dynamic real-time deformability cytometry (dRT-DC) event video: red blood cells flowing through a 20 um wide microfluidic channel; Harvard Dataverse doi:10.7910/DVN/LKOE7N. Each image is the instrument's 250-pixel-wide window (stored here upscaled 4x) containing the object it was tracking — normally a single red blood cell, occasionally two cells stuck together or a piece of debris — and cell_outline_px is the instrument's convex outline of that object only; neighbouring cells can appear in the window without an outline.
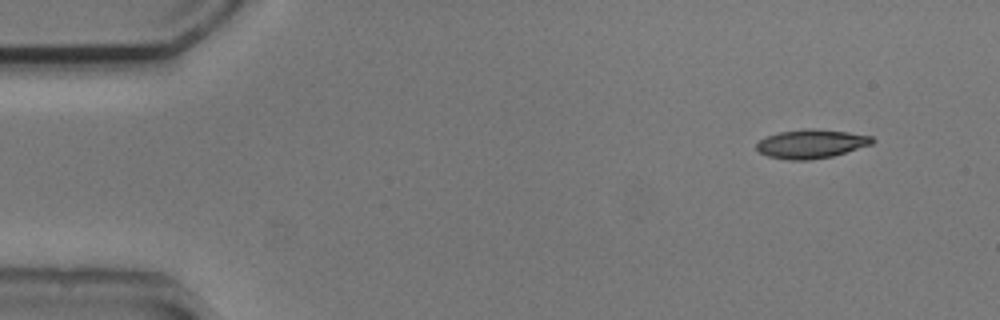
{"species": "common noctule bat (a hibernating species)", "species_latin": "Nyctalus noctula", "temperature_condition": "cold", "stored_images_in_passage": 49, "camera_frame_rate_fps": 3000, "um_per_image_px": 0.085, "animal": {"sex": "male", "body_mass_g": 20.5, "forearm_length_mm": 52.5}, "frame": {"image": 1, "passage_image": 1, "time_ms": 0.0, "image_size_px": [1000, 320], "cell_outline_px": [[876, 140], [872, 144], [832, 156], [808, 160], [788, 160], [768, 156], [760, 152], [756, 148], [756, 144], [760, 140], [768, 136], [780, 132], [804, 128], [812, 128], [848, 132], [872, 136]], "centroid_in_image_um": [68.96, 12.22], "position_along_channel_um": 16.0, "area_um2": 19.36}}
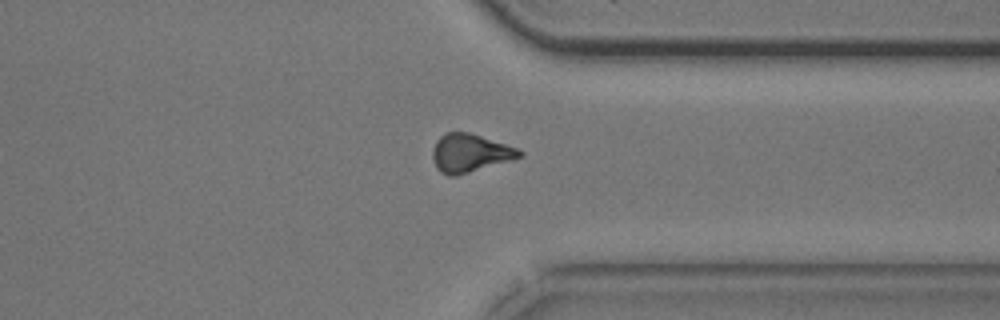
{"frame": {"image": 2, "passage_image": 37, "time_ms": 12.0, "image_size_px": [1000, 320], "cell_outline_px": [[524, 152], [520, 156], [508, 160], [456, 176], [448, 176], [440, 172], [436, 168], [432, 160], [432, 148], [436, 140], [444, 132], [468, 132], [520, 148]], "centroid_in_image_um": [39.89, 12.99], "position_along_channel_um": 371.5, "area_um2": 19.31}}
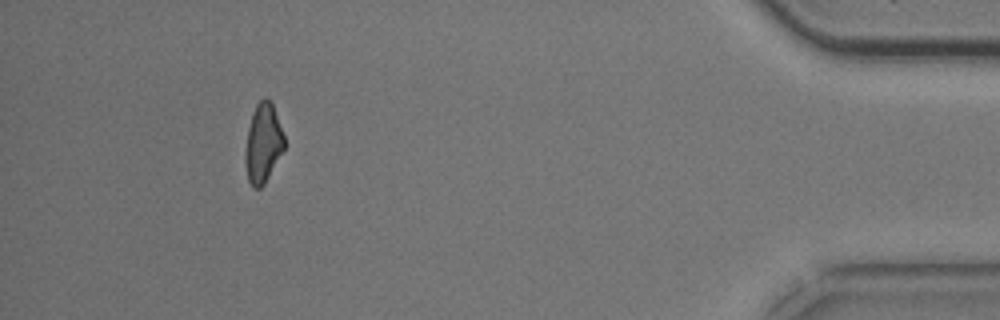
{"frame": {"image": 3, "passage_image": 45, "time_ms": 14.667, "image_size_px": [1000, 320], "cell_outline_px": [[284, 148], [264, 184], [260, 188], [252, 188], [248, 180], [244, 164], [244, 148], [248, 128], [252, 112], [256, 104], [264, 96], [272, 104], [284, 136]], "centroid_in_image_um": [22.31, 12.19], "position_along_channel_um": 412.9, "area_um2": 17.98}, "authors_computed_cell_mechanics": {"area_um2": 19.4786, "velocity_mm_per_s": 3.8002, "shape_relaxation_time_tau1_ms": 6.0124, "shape_relaxation_time_tau2_ms": null, "deformation_change_tau1": 0.1291, "deformation_change_tau2": null}}